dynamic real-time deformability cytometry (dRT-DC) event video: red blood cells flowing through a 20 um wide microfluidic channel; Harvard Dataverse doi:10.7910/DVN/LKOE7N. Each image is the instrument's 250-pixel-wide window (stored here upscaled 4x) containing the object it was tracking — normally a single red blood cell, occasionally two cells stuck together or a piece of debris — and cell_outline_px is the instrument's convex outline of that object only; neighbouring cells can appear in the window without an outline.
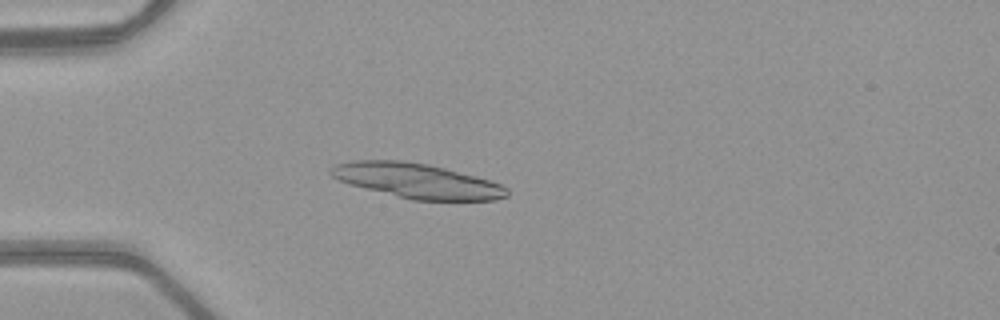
{"species": "common noctule bat (a hibernating species)", "species_latin": "Nyctalus noctula", "temperature_condition": "warm", "stored_images_in_passage": 43, "camera_frame_rate_fps": 3000, "um_per_image_px": 0.085, "animal": {"sex": "female", "body_mass_g": 21.9}, "frame": {"image": 1, "passage_image": 7, "time_ms": 2.0, "image_size_px": [1000, 320], "cell_outline_px": [[508, 196], [496, 200], [412, 200], [352, 184], [340, 180], [332, 176], [328, 172], [328, 168], [336, 164], [352, 160], [400, 160], [428, 164], [476, 176], [500, 184], [508, 188]], "centroid_in_image_um": [35.45, 15.36], "position_along_channel_um": 49.6, "area_um2": 35.37}}